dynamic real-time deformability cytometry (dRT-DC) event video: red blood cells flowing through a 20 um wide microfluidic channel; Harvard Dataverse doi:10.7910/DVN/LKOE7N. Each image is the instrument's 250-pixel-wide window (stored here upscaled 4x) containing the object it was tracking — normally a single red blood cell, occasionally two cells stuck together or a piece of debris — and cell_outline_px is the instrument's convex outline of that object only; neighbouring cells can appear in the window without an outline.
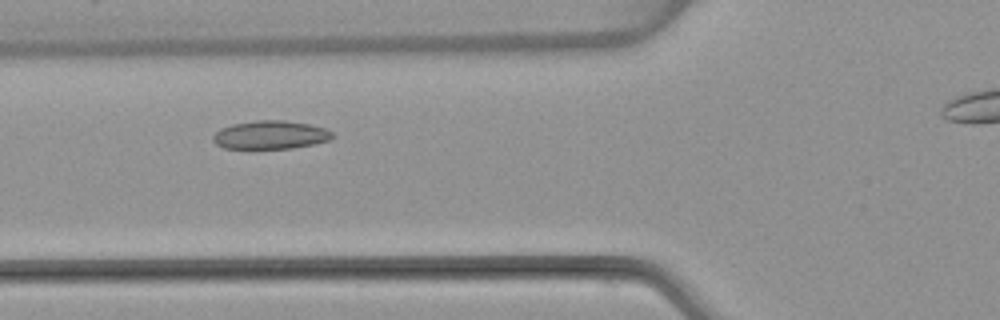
{"species": "common noctule bat (a hibernating species)", "species_latin": "Nyctalus noctula", "temperature_condition": "warm", "stored_images_in_passage": 7, "camera_frame_rate_fps": 3000, "um_per_image_px": 0.085, "animal": {"sex": "female", "body_mass_g": 22.7, "forearm_length_mm": 54.2}, "frame": {"image": 1, "passage_image": 4, "time_ms": 3.667, "image_size_px": [1000, 320], "cell_outline_px": [[332, 136], [328, 140], [312, 144], [292, 148], [224, 148], [216, 144], [212, 140], [212, 136], [220, 128], [232, 124], [256, 120], [284, 120], [308, 124], [324, 128], [332, 132]], "centroid_in_image_um": [22.93, 11.46], "position_along_channel_um": 102.9, "area_um2": 19.54}}
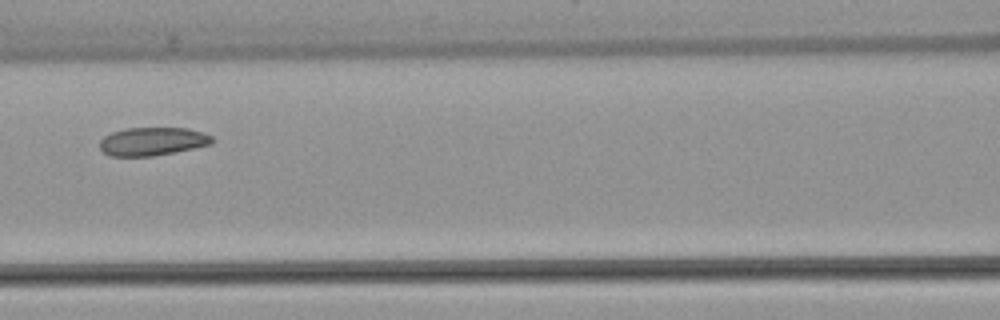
{"frame": {"image": 2, "passage_image": 5, "time_ms": 5.0, "image_size_px": [1000, 320], "cell_outline_px": [[216, 140], [212, 144], [176, 152], [152, 156], [108, 156], [100, 148], [100, 140], [104, 136], [112, 132], [124, 128], [188, 128], [212, 136]], "centroid_in_image_um": [12.97, 12.02], "position_along_channel_um": 153.6, "area_um2": 18.61}}
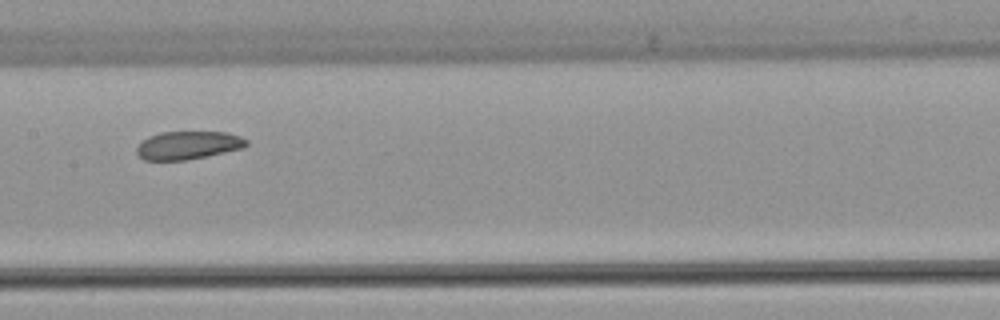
{"frame": {"image": 3, "passage_image": 6, "time_ms": 6.0, "image_size_px": [1000, 320], "cell_outline_px": [[248, 144], [244, 148], [184, 160], [144, 160], [136, 152], [136, 148], [148, 136], [160, 132], [228, 132], [240, 136], [248, 140]], "centroid_in_image_um": [16.0, 12.33], "position_along_channel_um": 191.4, "area_um2": 17.86}}